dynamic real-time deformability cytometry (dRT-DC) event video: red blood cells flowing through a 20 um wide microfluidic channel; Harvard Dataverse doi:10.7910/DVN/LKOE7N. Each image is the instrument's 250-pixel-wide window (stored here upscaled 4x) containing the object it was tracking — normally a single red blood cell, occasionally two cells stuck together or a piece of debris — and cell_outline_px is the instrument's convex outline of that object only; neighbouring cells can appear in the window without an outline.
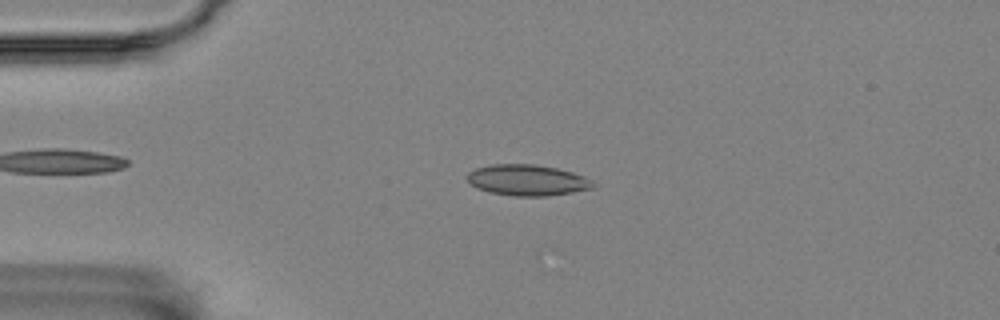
{"species": "Egyptian fruit bat (a non-hibernating species)", "species_latin": "Rousettus aegyptiacus", "temperature_condition": "room temperature", "stored_images_in_passage": 3, "camera_frame_rate_fps": 3000, "um_per_image_px": 0.085, "animal": {"sex": "female"}, "frame": {"image": 1, "passage_image": 2, "time_ms": 0.333, "image_size_px": [1000, 320], "cell_outline_px": [[592, 188], [572, 192], [548, 196], [512, 196], [488, 192], [476, 188], [464, 176], [468, 172], [476, 168], [492, 164], [536, 164], [556, 168], [572, 172], [584, 176], [592, 180]], "centroid_in_image_um": [44.77, 15.31], "position_along_channel_um": 40.2, "area_um2": 22.77}}